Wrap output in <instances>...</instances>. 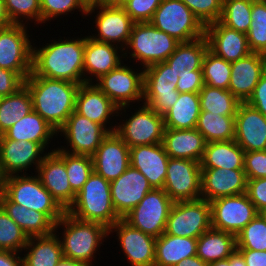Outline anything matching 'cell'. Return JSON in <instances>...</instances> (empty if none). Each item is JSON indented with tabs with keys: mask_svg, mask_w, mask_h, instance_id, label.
<instances>
[{
	"mask_svg": "<svg viewBox=\"0 0 266 266\" xmlns=\"http://www.w3.org/2000/svg\"><path fill=\"white\" fill-rule=\"evenodd\" d=\"M234 140L245 152L266 150V116L241 102L235 115Z\"/></svg>",
	"mask_w": 266,
	"mask_h": 266,
	"instance_id": "484cf974",
	"label": "cell"
},
{
	"mask_svg": "<svg viewBox=\"0 0 266 266\" xmlns=\"http://www.w3.org/2000/svg\"><path fill=\"white\" fill-rule=\"evenodd\" d=\"M42 185L56 201L67 210L74 202L76 193L71 189L66 167L65 152L52 149L38 166L37 172Z\"/></svg>",
	"mask_w": 266,
	"mask_h": 266,
	"instance_id": "ac0fdd59",
	"label": "cell"
},
{
	"mask_svg": "<svg viewBox=\"0 0 266 266\" xmlns=\"http://www.w3.org/2000/svg\"><path fill=\"white\" fill-rule=\"evenodd\" d=\"M123 62L107 74L95 80V85L114 103L118 109L117 117L126 115L130 102L143 101L144 69L137 70ZM134 69V70H133ZM137 70V71H135Z\"/></svg>",
	"mask_w": 266,
	"mask_h": 266,
	"instance_id": "ba28073f",
	"label": "cell"
},
{
	"mask_svg": "<svg viewBox=\"0 0 266 266\" xmlns=\"http://www.w3.org/2000/svg\"><path fill=\"white\" fill-rule=\"evenodd\" d=\"M64 137L67 147L60 146L61 151L73 155L92 156L109 132L100 124L81 116L75 111L57 131ZM62 134V135H61ZM70 146V147H69ZM64 148V149H63Z\"/></svg>",
	"mask_w": 266,
	"mask_h": 266,
	"instance_id": "9a60e30c",
	"label": "cell"
},
{
	"mask_svg": "<svg viewBox=\"0 0 266 266\" xmlns=\"http://www.w3.org/2000/svg\"><path fill=\"white\" fill-rule=\"evenodd\" d=\"M244 171L247 179L266 178V150L245 152Z\"/></svg>",
	"mask_w": 266,
	"mask_h": 266,
	"instance_id": "f5cc1de1",
	"label": "cell"
},
{
	"mask_svg": "<svg viewBox=\"0 0 266 266\" xmlns=\"http://www.w3.org/2000/svg\"><path fill=\"white\" fill-rule=\"evenodd\" d=\"M118 109L119 107L95 83H85L79 86L75 98V112L102 125L109 133L115 132L116 124L112 126L110 119L117 116ZM107 123L111 126L108 127Z\"/></svg>",
	"mask_w": 266,
	"mask_h": 266,
	"instance_id": "cb8c5ba5",
	"label": "cell"
},
{
	"mask_svg": "<svg viewBox=\"0 0 266 266\" xmlns=\"http://www.w3.org/2000/svg\"><path fill=\"white\" fill-rule=\"evenodd\" d=\"M173 204L164 189L153 188L123 219L143 233L158 238L165 231Z\"/></svg>",
	"mask_w": 266,
	"mask_h": 266,
	"instance_id": "9c48e42d",
	"label": "cell"
},
{
	"mask_svg": "<svg viewBox=\"0 0 266 266\" xmlns=\"http://www.w3.org/2000/svg\"><path fill=\"white\" fill-rule=\"evenodd\" d=\"M231 266H247L244 257L237 249L231 254Z\"/></svg>",
	"mask_w": 266,
	"mask_h": 266,
	"instance_id": "be15d7a7",
	"label": "cell"
},
{
	"mask_svg": "<svg viewBox=\"0 0 266 266\" xmlns=\"http://www.w3.org/2000/svg\"><path fill=\"white\" fill-rule=\"evenodd\" d=\"M123 0H102V4H120Z\"/></svg>",
	"mask_w": 266,
	"mask_h": 266,
	"instance_id": "a7ac6f4b",
	"label": "cell"
},
{
	"mask_svg": "<svg viewBox=\"0 0 266 266\" xmlns=\"http://www.w3.org/2000/svg\"><path fill=\"white\" fill-rule=\"evenodd\" d=\"M236 249V235L211 227L197 239L196 256L211 263L229 258Z\"/></svg>",
	"mask_w": 266,
	"mask_h": 266,
	"instance_id": "e575fe53",
	"label": "cell"
},
{
	"mask_svg": "<svg viewBox=\"0 0 266 266\" xmlns=\"http://www.w3.org/2000/svg\"><path fill=\"white\" fill-rule=\"evenodd\" d=\"M134 114L116 125L115 133L129 146L151 145L163 142L164 117L142 103Z\"/></svg>",
	"mask_w": 266,
	"mask_h": 266,
	"instance_id": "8fae6325",
	"label": "cell"
},
{
	"mask_svg": "<svg viewBox=\"0 0 266 266\" xmlns=\"http://www.w3.org/2000/svg\"><path fill=\"white\" fill-rule=\"evenodd\" d=\"M13 25L11 22L5 7L4 0H0V29Z\"/></svg>",
	"mask_w": 266,
	"mask_h": 266,
	"instance_id": "94428289",
	"label": "cell"
},
{
	"mask_svg": "<svg viewBox=\"0 0 266 266\" xmlns=\"http://www.w3.org/2000/svg\"><path fill=\"white\" fill-rule=\"evenodd\" d=\"M201 171L200 162L169 158L164 191L173 202L201 199Z\"/></svg>",
	"mask_w": 266,
	"mask_h": 266,
	"instance_id": "2e32d148",
	"label": "cell"
},
{
	"mask_svg": "<svg viewBox=\"0 0 266 266\" xmlns=\"http://www.w3.org/2000/svg\"><path fill=\"white\" fill-rule=\"evenodd\" d=\"M56 266H88L86 263L62 257Z\"/></svg>",
	"mask_w": 266,
	"mask_h": 266,
	"instance_id": "e7e4bbea",
	"label": "cell"
},
{
	"mask_svg": "<svg viewBox=\"0 0 266 266\" xmlns=\"http://www.w3.org/2000/svg\"><path fill=\"white\" fill-rule=\"evenodd\" d=\"M162 143L169 158L190 159L200 162L207 142L196 128H165Z\"/></svg>",
	"mask_w": 266,
	"mask_h": 266,
	"instance_id": "f546056e",
	"label": "cell"
},
{
	"mask_svg": "<svg viewBox=\"0 0 266 266\" xmlns=\"http://www.w3.org/2000/svg\"><path fill=\"white\" fill-rule=\"evenodd\" d=\"M24 85L31 95L33 110L56 131L75 111V98L80 84L42 76H28Z\"/></svg>",
	"mask_w": 266,
	"mask_h": 266,
	"instance_id": "7a4b0ae2",
	"label": "cell"
},
{
	"mask_svg": "<svg viewBox=\"0 0 266 266\" xmlns=\"http://www.w3.org/2000/svg\"><path fill=\"white\" fill-rule=\"evenodd\" d=\"M208 49L228 62L237 61L252 53L247 35L223 25L220 21L205 27Z\"/></svg>",
	"mask_w": 266,
	"mask_h": 266,
	"instance_id": "4316f807",
	"label": "cell"
},
{
	"mask_svg": "<svg viewBox=\"0 0 266 266\" xmlns=\"http://www.w3.org/2000/svg\"><path fill=\"white\" fill-rule=\"evenodd\" d=\"M245 151L235 140L206 143L201 168L244 169Z\"/></svg>",
	"mask_w": 266,
	"mask_h": 266,
	"instance_id": "d590c367",
	"label": "cell"
},
{
	"mask_svg": "<svg viewBox=\"0 0 266 266\" xmlns=\"http://www.w3.org/2000/svg\"><path fill=\"white\" fill-rule=\"evenodd\" d=\"M27 24L0 29V67L16 72L24 81L32 72L33 45Z\"/></svg>",
	"mask_w": 266,
	"mask_h": 266,
	"instance_id": "7c38bea8",
	"label": "cell"
},
{
	"mask_svg": "<svg viewBox=\"0 0 266 266\" xmlns=\"http://www.w3.org/2000/svg\"><path fill=\"white\" fill-rule=\"evenodd\" d=\"M208 266H231V256L227 259L208 263Z\"/></svg>",
	"mask_w": 266,
	"mask_h": 266,
	"instance_id": "03108f58",
	"label": "cell"
},
{
	"mask_svg": "<svg viewBox=\"0 0 266 266\" xmlns=\"http://www.w3.org/2000/svg\"><path fill=\"white\" fill-rule=\"evenodd\" d=\"M93 170L111 182L130 166V148L115 133H109L92 155Z\"/></svg>",
	"mask_w": 266,
	"mask_h": 266,
	"instance_id": "7402d4cb",
	"label": "cell"
},
{
	"mask_svg": "<svg viewBox=\"0 0 266 266\" xmlns=\"http://www.w3.org/2000/svg\"><path fill=\"white\" fill-rule=\"evenodd\" d=\"M0 266H23L20 253L10 250H0Z\"/></svg>",
	"mask_w": 266,
	"mask_h": 266,
	"instance_id": "91938a15",
	"label": "cell"
},
{
	"mask_svg": "<svg viewBox=\"0 0 266 266\" xmlns=\"http://www.w3.org/2000/svg\"><path fill=\"white\" fill-rule=\"evenodd\" d=\"M265 71L266 55L261 53L252 52L242 59L231 62L228 90L240 102H246Z\"/></svg>",
	"mask_w": 266,
	"mask_h": 266,
	"instance_id": "83f0119b",
	"label": "cell"
},
{
	"mask_svg": "<svg viewBox=\"0 0 266 266\" xmlns=\"http://www.w3.org/2000/svg\"><path fill=\"white\" fill-rule=\"evenodd\" d=\"M54 136H58L57 131L33 110L13 124L0 139L36 142L47 150Z\"/></svg>",
	"mask_w": 266,
	"mask_h": 266,
	"instance_id": "4dcf8cb0",
	"label": "cell"
},
{
	"mask_svg": "<svg viewBox=\"0 0 266 266\" xmlns=\"http://www.w3.org/2000/svg\"><path fill=\"white\" fill-rule=\"evenodd\" d=\"M84 5L89 8L91 6H94V5H101L102 4V0H81Z\"/></svg>",
	"mask_w": 266,
	"mask_h": 266,
	"instance_id": "003e7915",
	"label": "cell"
},
{
	"mask_svg": "<svg viewBox=\"0 0 266 266\" xmlns=\"http://www.w3.org/2000/svg\"><path fill=\"white\" fill-rule=\"evenodd\" d=\"M44 152L45 149L36 142L0 139V167L4 177L28 174L25 171L33 164L36 166L34 172H37L38 166L48 154Z\"/></svg>",
	"mask_w": 266,
	"mask_h": 266,
	"instance_id": "d6986e66",
	"label": "cell"
},
{
	"mask_svg": "<svg viewBox=\"0 0 266 266\" xmlns=\"http://www.w3.org/2000/svg\"><path fill=\"white\" fill-rule=\"evenodd\" d=\"M246 193L259 213L266 210V178L247 179Z\"/></svg>",
	"mask_w": 266,
	"mask_h": 266,
	"instance_id": "db71d44e",
	"label": "cell"
},
{
	"mask_svg": "<svg viewBox=\"0 0 266 266\" xmlns=\"http://www.w3.org/2000/svg\"><path fill=\"white\" fill-rule=\"evenodd\" d=\"M201 199L211 202L227 196L246 193L244 169L201 168Z\"/></svg>",
	"mask_w": 266,
	"mask_h": 266,
	"instance_id": "603a6c76",
	"label": "cell"
},
{
	"mask_svg": "<svg viewBox=\"0 0 266 266\" xmlns=\"http://www.w3.org/2000/svg\"><path fill=\"white\" fill-rule=\"evenodd\" d=\"M200 113L198 93H179L178 100L163 114L165 128L194 129Z\"/></svg>",
	"mask_w": 266,
	"mask_h": 266,
	"instance_id": "8d00e7d4",
	"label": "cell"
},
{
	"mask_svg": "<svg viewBox=\"0 0 266 266\" xmlns=\"http://www.w3.org/2000/svg\"><path fill=\"white\" fill-rule=\"evenodd\" d=\"M263 217L266 219V210H264L262 213Z\"/></svg>",
	"mask_w": 266,
	"mask_h": 266,
	"instance_id": "8c879c8a",
	"label": "cell"
},
{
	"mask_svg": "<svg viewBox=\"0 0 266 266\" xmlns=\"http://www.w3.org/2000/svg\"><path fill=\"white\" fill-rule=\"evenodd\" d=\"M27 242L25 232L0 207V250L22 253Z\"/></svg>",
	"mask_w": 266,
	"mask_h": 266,
	"instance_id": "7dc6e473",
	"label": "cell"
},
{
	"mask_svg": "<svg viewBox=\"0 0 266 266\" xmlns=\"http://www.w3.org/2000/svg\"><path fill=\"white\" fill-rule=\"evenodd\" d=\"M237 249L266 251V219L260 213L236 236Z\"/></svg>",
	"mask_w": 266,
	"mask_h": 266,
	"instance_id": "f6af8a7d",
	"label": "cell"
},
{
	"mask_svg": "<svg viewBox=\"0 0 266 266\" xmlns=\"http://www.w3.org/2000/svg\"><path fill=\"white\" fill-rule=\"evenodd\" d=\"M7 14L13 24H26L31 20L41 23L40 0H4ZM26 19V20H25ZM22 20V21H21ZM23 20L25 22L23 23Z\"/></svg>",
	"mask_w": 266,
	"mask_h": 266,
	"instance_id": "c3c4849f",
	"label": "cell"
},
{
	"mask_svg": "<svg viewBox=\"0 0 266 266\" xmlns=\"http://www.w3.org/2000/svg\"><path fill=\"white\" fill-rule=\"evenodd\" d=\"M113 232L131 266H154L156 238L134 228L123 218L109 228V234Z\"/></svg>",
	"mask_w": 266,
	"mask_h": 266,
	"instance_id": "ffe728a7",
	"label": "cell"
},
{
	"mask_svg": "<svg viewBox=\"0 0 266 266\" xmlns=\"http://www.w3.org/2000/svg\"><path fill=\"white\" fill-rule=\"evenodd\" d=\"M201 111H208L221 115H236L241 103L230 90L211 87L204 84L200 90Z\"/></svg>",
	"mask_w": 266,
	"mask_h": 266,
	"instance_id": "60d3db41",
	"label": "cell"
},
{
	"mask_svg": "<svg viewBox=\"0 0 266 266\" xmlns=\"http://www.w3.org/2000/svg\"><path fill=\"white\" fill-rule=\"evenodd\" d=\"M74 38L68 37L58 41L53 39L49 41L50 43H45L42 48L34 46L33 43L32 72L29 76L84 84L85 36Z\"/></svg>",
	"mask_w": 266,
	"mask_h": 266,
	"instance_id": "6da1fadb",
	"label": "cell"
},
{
	"mask_svg": "<svg viewBox=\"0 0 266 266\" xmlns=\"http://www.w3.org/2000/svg\"><path fill=\"white\" fill-rule=\"evenodd\" d=\"M210 206L211 227L236 236L260 214L247 193L215 199Z\"/></svg>",
	"mask_w": 266,
	"mask_h": 266,
	"instance_id": "5bb4252c",
	"label": "cell"
},
{
	"mask_svg": "<svg viewBox=\"0 0 266 266\" xmlns=\"http://www.w3.org/2000/svg\"><path fill=\"white\" fill-rule=\"evenodd\" d=\"M246 262L247 266H266V251L250 249H237Z\"/></svg>",
	"mask_w": 266,
	"mask_h": 266,
	"instance_id": "680465c9",
	"label": "cell"
},
{
	"mask_svg": "<svg viewBox=\"0 0 266 266\" xmlns=\"http://www.w3.org/2000/svg\"><path fill=\"white\" fill-rule=\"evenodd\" d=\"M169 156L163 143L130 148V165L138 169L154 189H163Z\"/></svg>",
	"mask_w": 266,
	"mask_h": 266,
	"instance_id": "f1b7e54d",
	"label": "cell"
},
{
	"mask_svg": "<svg viewBox=\"0 0 266 266\" xmlns=\"http://www.w3.org/2000/svg\"><path fill=\"white\" fill-rule=\"evenodd\" d=\"M178 76L176 88L179 93H199L204 86L202 70L190 71L189 73L181 71Z\"/></svg>",
	"mask_w": 266,
	"mask_h": 266,
	"instance_id": "11a10c76",
	"label": "cell"
},
{
	"mask_svg": "<svg viewBox=\"0 0 266 266\" xmlns=\"http://www.w3.org/2000/svg\"><path fill=\"white\" fill-rule=\"evenodd\" d=\"M251 23L247 42L251 52L266 55V6L262 0H253Z\"/></svg>",
	"mask_w": 266,
	"mask_h": 266,
	"instance_id": "ee69618b",
	"label": "cell"
},
{
	"mask_svg": "<svg viewBox=\"0 0 266 266\" xmlns=\"http://www.w3.org/2000/svg\"><path fill=\"white\" fill-rule=\"evenodd\" d=\"M59 237L57 232H53L47 236L28 238L23 249V266H56L63 257Z\"/></svg>",
	"mask_w": 266,
	"mask_h": 266,
	"instance_id": "836d02e7",
	"label": "cell"
},
{
	"mask_svg": "<svg viewBox=\"0 0 266 266\" xmlns=\"http://www.w3.org/2000/svg\"><path fill=\"white\" fill-rule=\"evenodd\" d=\"M31 111L32 99L25 85L9 96L0 97V136Z\"/></svg>",
	"mask_w": 266,
	"mask_h": 266,
	"instance_id": "f35d334b",
	"label": "cell"
},
{
	"mask_svg": "<svg viewBox=\"0 0 266 266\" xmlns=\"http://www.w3.org/2000/svg\"><path fill=\"white\" fill-rule=\"evenodd\" d=\"M174 266H208V263L201 260L198 256H192L183 259L181 262L175 264Z\"/></svg>",
	"mask_w": 266,
	"mask_h": 266,
	"instance_id": "6125c7cd",
	"label": "cell"
},
{
	"mask_svg": "<svg viewBox=\"0 0 266 266\" xmlns=\"http://www.w3.org/2000/svg\"><path fill=\"white\" fill-rule=\"evenodd\" d=\"M65 167L71 189L77 194L94 171L92 156L65 152Z\"/></svg>",
	"mask_w": 266,
	"mask_h": 266,
	"instance_id": "bcb514c9",
	"label": "cell"
},
{
	"mask_svg": "<svg viewBox=\"0 0 266 266\" xmlns=\"http://www.w3.org/2000/svg\"><path fill=\"white\" fill-rule=\"evenodd\" d=\"M204 84L228 90L231 76V62L215 55L209 49L202 61Z\"/></svg>",
	"mask_w": 266,
	"mask_h": 266,
	"instance_id": "7bdbcfd3",
	"label": "cell"
},
{
	"mask_svg": "<svg viewBox=\"0 0 266 266\" xmlns=\"http://www.w3.org/2000/svg\"><path fill=\"white\" fill-rule=\"evenodd\" d=\"M58 228H63L64 231L62 239L59 238L63 257L93 266L95 253L109 236V229L100 223L78 220L67 212L54 225V232H58Z\"/></svg>",
	"mask_w": 266,
	"mask_h": 266,
	"instance_id": "3957f363",
	"label": "cell"
},
{
	"mask_svg": "<svg viewBox=\"0 0 266 266\" xmlns=\"http://www.w3.org/2000/svg\"><path fill=\"white\" fill-rule=\"evenodd\" d=\"M150 23L180 43L205 36V26L181 0H162Z\"/></svg>",
	"mask_w": 266,
	"mask_h": 266,
	"instance_id": "52a82bcc",
	"label": "cell"
},
{
	"mask_svg": "<svg viewBox=\"0 0 266 266\" xmlns=\"http://www.w3.org/2000/svg\"><path fill=\"white\" fill-rule=\"evenodd\" d=\"M207 143L235 139V115L201 111L195 127Z\"/></svg>",
	"mask_w": 266,
	"mask_h": 266,
	"instance_id": "ab89813d",
	"label": "cell"
},
{
	"mask_svg": "<svg viewBox=\"0 0 266 266\" xmlns=\"http://www.w3.org/2000/svg\"><path fill=\"white\" fill-rule=\"evenodd\" d=\"M246 103L266 116V71L261 75L258 84Z\"/></svg>",
	"mask_w": 266,
	"mask_h": 266,
	"instance_id": "6f0895ef",
	"label": "cell"
},
{
	"mask_svg": "<svg viewBox=\"0 0 266 266\" xmlns=\"http://www.w3.org/2000/svg\"><path fill=\"white\" fill-rule=\"evenodd\" d=\"M207 49L208 42L205 36L189 42H181L165 62L177 73L202 70V61Z\"/></svg>",
	"mask_w": 266,
	"mask_h": 266,
	"instance_id": "74e56055",
	"label": "cell"
},
{
	"mask_svg": "<svg viewBox=\"0 0 266 266\" xmlns=\"http://www.w3.org/2000/svg\"><path fill=\"white\" fill-rule=\"evenodd\" d=\"M206 27L219 21L223 0H181Z\"/></svg>",
	"mask_w": 266,
	"mask_h": 266,
	"instance_id": "f907efd6",
	"label": "cell"
},
{
	"mask_svg": "<svg viewBox=\"0 0 266 266\" xmlns=\"http://www.w3.org/2000/svg\"><path fill=\"white\" fill-rule=\"evenodd\" d=\"M153 188L147 178L133 166H129L117 179L110 182L111 199L117 214L123 218Z\"/></svg>",
	"mask_w": 266,
	"mask_h": 266,
	"instance_id": "44dd1931",
	"label": "cell"
},
{
	"mask_svg": "<svg viewBox=\"0 0 266 266\" xmlns=\"http://www.w3.org/2000/svg\"><path fill=\"white\" fill-rule=\"evenodd\" d=\"M97 10V11H96ZM99 10V11H98ZM95 24L97 29V35H90L91 38L111 43L125 49L132 28L135 22L125 12L124 8L120 4H101L94 5L87 9V15L95 14ZM119 44V45H118Z\"/></svg>",
	"mask_w": 266,
	"mask_h": 266,
	"instance_id": "e0dca14e",
	"label": "cell"
},
{
	"mask_svg": "<svg viewBox=\"0 0 266 266\" xmlns=\"http://www.w3.org/2000/svg\"><path fill=\"white\" fill-rule=\"evenodd\" d=\"M178 75L165 61L144 68L143 103L163 115L178 100Z\"/></svg>",
	"mask_w": 266,
	"mask_h": 266,
	"instance_id": "30bf717a",
	"label": "cell"
},
{
	"mask_svg": "<svg viewBox=\"0 0 266 266\" xmlns=\"http://www.w3.org/2000/svg\"><path fill=\"white\" fill-rule=\"evenodd\" d=\"M211 228V206L205 199L174 202L164 233L198 239Z\"/></svg>",
	"mask_w": 266,
	"mask_h": 266,
	"instance_id": "4fadbf2b",
	"label": "cell"
},
{
	"mask_svg": "<svg viewBox=\"0 0 266 266\" xmlns=\"http://www.w3.org/2000/svg\"><path fill=\"white\" fill-rule=\"evenodd\" d=\"M4 180H5V177L1 171V167H0V189H4Z\"/></svg>",
	"mask_w": 266,
	"mask_h": 266,
	"instance_id": "89a4df30",
	"label": "cell"
},
{
	"mask_svg": "<svg viewBox=\"0 0 266 266\" xmlns=\"http://www.w3.org/2000/svg\"><path fill=\"white\" fill-rule=\"evenodd\" d=\"M1 207L28 238L47 236L54 232L55 224L44 213L11 202L4 194L1 198Z\"/></svg>",
	"mask_w": 266,
	"mask_h": 266,
	"instance_id": "1f68e13d",
	"label": "cell"
},
{
	"mask_svg": "<svg viewBox=\"0 0 266 266\" xmlns=\"http://www.w3.org/2000/svg\"><path fill=\"white\" fill-rule=\"evenodd\" d=\"M2 195H3V189H0V207H1V198H2Z\"/></svg>",
	"mask_w": 266,
	"mask_h": 266,
	"instance_id": "2644e50d",
	"label": "cell"
},
{
	"mask_svg": "<svg viewBox=\"0 0 266 266\" xmlns=\"http://www.w3.org/2000/svg\"><path fill=\"white\" fill-rule=\"evenodd\" d=\"M179 43L175 38L160 31L150 22L135 23L123 54L127 61L128 58H132L134 61L140 62L144 69L150 65L166 61ZM128 48L129 50H126Z\"/></svg>",
	"mask_w": 266,
	"mask_h": 266,
	"instance_id": "8992f818",
	"label": "cell"
},
{
	"mask_svg": "<svg viewBox=\"0 0 266 266\" xmlns=\"http://www.w3.org/2000/svg\"><path fill=\"white\" fill-rule=\"evenodd\" d=\"M162 0H123L120 5L135 23L150 22Z\"/></svg>",
	"mask_w": 266,
	"mask_h": 266,
	"instance_id": "816d5d0a",
	"label": "cell"
},
{
	"mask_svg": "<svg viewBox=\"0 0 266 266\" xmlns=\"http://www.w3.org/2000/svg\"><path fill=\"white\" fill-rule=\"evenodd\" d=\"M41 4V24L67 15L76 9L87 15V7L81 0H40ZM59 16V17H58Z\"/></svg>",
	"mask_w": 266,
	"mask_h": 266,
	"instance_id": "681fc988",
	"label": "cell"
},
{
	"mask_svg": "<svg viewBox=\"0 0 266 266\" xmlns=\"http://www.w3.org/2000/svg\"><path fill=\"white\" fill-rule=\"evenodd\" d=\"M29 174L12 175L4 180L3 194L14 203L27 209L44 213L56 224L66 210L42 185L40 178Z\"/></svg>",
	"mask_w": 266,
	"mask_h": 266,
	"instance_id": "5b68a950",
	"label": "cell"
},
{
	"mask_svg": "<svg viewBox=\"0 0 266 266\" xmlns=\"http://www.w3.org/2000/svg\"><path fill=\"white\" fill-rule=\"evenodd\" d=\"M24 85V80L16 73L0 67V97L15 93Z\"/></svg>",
	"mask_w": 266,
	"mask_h": 266,
	"instance_id": "9f6ffc18",
	"label": "cell"
},
{
	"mask_svg": "<svg viewBox=\"0 0 266 266\" xmlns=\"http://www.w3.org/2000/svg\"><path fill=\"white\" fill-rule=\"evenodd\" d=\"M123 52V49L117 45L86 36L83 58L84 84L94 83V78L98 80L102 75L117 68L123 62Z\"/></svg>",
	"mask_w": 266,
	"mask_h": 266,
	"instance_id": "d4e9b609",
	"label": "cell"
},
{
	"mask_svg": "<svg viewBox=\"0 0 266 266\" xmlns=\"http://www.w3.org/2000/svg\"><path fill=\"white\" fill-rule=\"evenodd\" d=\"M253 0H223L219 21L238 32L247 34L251 23Z\"/></svg>",
	"mask_w": 266,
	"mask_h": 266,
	"instance_id": "b9f144b4",
	"label": "cell"
},
{
	"mask_svg": "<svg viewBox=\"0 0 266 266\" xmlns=\"http://www.w3.org/2000/svg\"><path fill=\"white\" fill-rule=\"evenodd\" d=\"M66 212L78 220L100 223L108 229L121 219L112 203L110 182L94 171Z\"/></svg>",
	"mask_w": 266,
	"mask_h": 266,
	"instance_id": "277c9868",
	"label": "cell"
},
{
	"mask_svg": "<svg viewBox=\"0 0 266 266\" xmlns=\"http://www.w3.org/2000/svg\"><path fill=\"white\" fill-rule=\"evenodd\" d=\"M197 239L163 233L156 238L154 266H174L183 259L196 256Z\"/></svg>",
	"mask_w": 266,
	"mask_h": 266,
	"instance_id": "d6a6232c",
	"label": "cell"
}]
</instances>
